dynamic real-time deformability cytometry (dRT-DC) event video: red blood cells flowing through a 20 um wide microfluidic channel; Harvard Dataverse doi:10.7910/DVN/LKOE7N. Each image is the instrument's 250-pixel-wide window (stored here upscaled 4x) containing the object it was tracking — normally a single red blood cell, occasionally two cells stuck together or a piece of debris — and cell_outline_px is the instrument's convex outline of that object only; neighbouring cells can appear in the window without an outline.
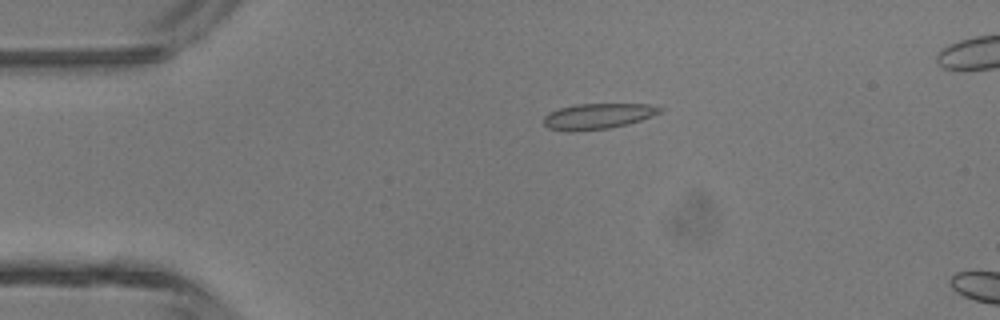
{"species": "common noctule bat (a hibernating species)", "species_latin": "Nyctalus noctula", "temperature_condition": "room temperature", "stored_images_in_passage": 4, "camera_frame_rate_fps": 3000, "um_per_image_px": 0.085, "animal": {"sex": "male", "body_mass_g": 13.3}, "frame": {"image": 1, "passage_image": 3, "time_ms": 0.667, "image_size_px": [1000, 320], "cell_outline_px": [[664, 108], [660, 112], [652, 116], [628, 124], [608, 128], [572, 132], [564, 132], [548, 128], [544, 124], [544, 116], [548, 112], [560, 108], [576, 104], [648, 104]], "centroid_in_image_um": [50.77, 9.88], "position_along_channel_um": 34.2, "area_um2": 17.46}}